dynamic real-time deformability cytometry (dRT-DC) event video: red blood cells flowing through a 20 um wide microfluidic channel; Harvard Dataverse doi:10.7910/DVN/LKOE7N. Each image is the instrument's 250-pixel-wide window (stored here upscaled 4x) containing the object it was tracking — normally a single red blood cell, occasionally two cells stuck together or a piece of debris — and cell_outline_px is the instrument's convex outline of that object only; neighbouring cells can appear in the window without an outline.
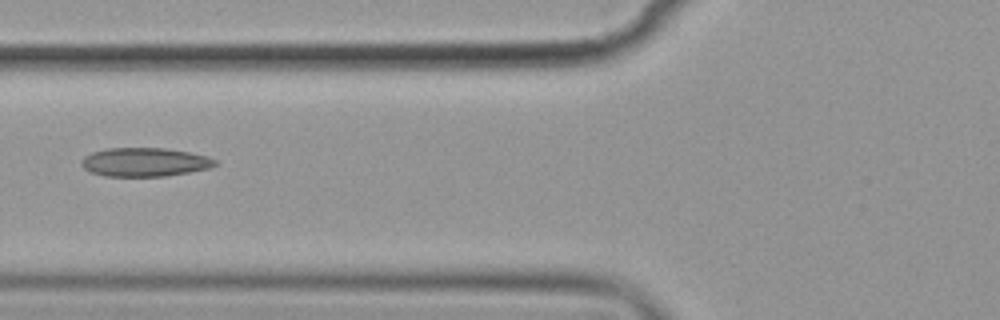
{"species": "common noctule bat (a hibernating species)", "species_latin": "Nyctalus noctula", "temperature_condition": "cold", "stored_images_in_passage": 10, "camera_frame_rate_fps": 3000, "um_per_image_px": 0.085, "animal": {"sex": "female", "body_mass_g": 19.9}, "frame": {"image": 1, "passage_image": 7, "time_ms": 7.0, "image_size_px": [1000, 320], "cell_outline_px": [[220, 164], [212, 168], [164, 176], [104, 176], [88, 172], [80, 164], [80, 160], [84, 156], [92, 152], [108, 148], [164, 148], [188, 152], [208, 156], [216, 160]], "centroid_in_image_um": [12.29, 13.78], "position_along_channel_um": 113.5, "area_um2": 22.6}}
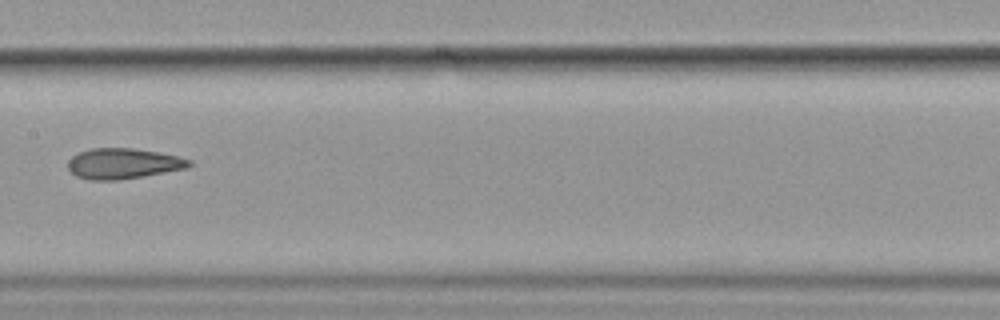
{"frame": {"image": 2, "passage_image": 9, "time_ms": 9.333, "image_size_px": [1000, 320], "cell_outline_px": [[192, 164], [188, 168], [120, 180], [92, 180], [76, 176], [68, 168], [68, 160], [72, 156], [80, 152], [92, 148], [132, 148], [180, 156], [192, 160]], "centroid_in_image_um": [10.49, 13.9], "position_along_channel_um": 196.9, "area_um2": 21.56}}
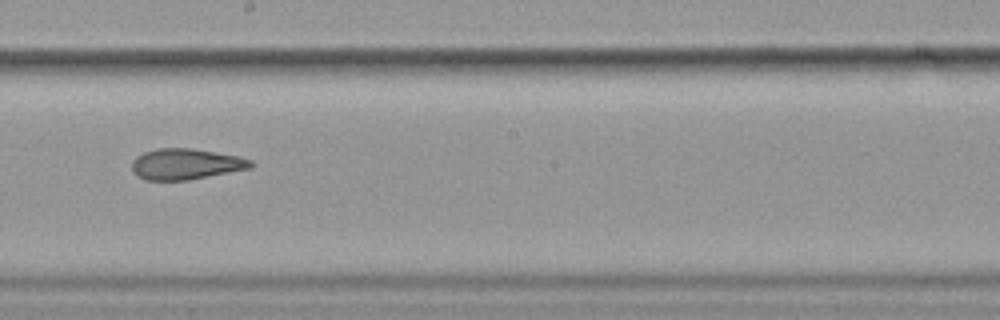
{"frame": {"image": 3, "passage_image": 10, "time_ms": 10.333, "image_size_px": [1000, 320], "cell_outline_px": [[256, 164], [252, 168], [188, 180], [144, 180], [136, 176], [132, 172], [132, 160], [136, 156], [144, 152], [156, 148], [192, 148], [216, 152], [236, 156], [252, 160]], "centroid_in_image_um": [15.78, 13.95], "position_along_channel_um": 232.4, "area_um2": 21.62}}